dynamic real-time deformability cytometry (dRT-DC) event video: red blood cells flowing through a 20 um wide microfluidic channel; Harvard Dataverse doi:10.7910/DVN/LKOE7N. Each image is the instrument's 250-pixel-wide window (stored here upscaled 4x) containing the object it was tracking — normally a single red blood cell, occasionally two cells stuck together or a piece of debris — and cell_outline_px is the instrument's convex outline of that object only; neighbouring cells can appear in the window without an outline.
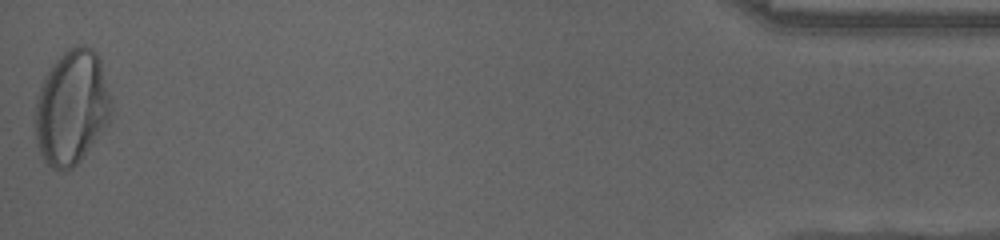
{"species": "human", "species_latin": "Homo sapiens", "temperature_condition": "cold", "stored_images_in_passage": 53, "segment_of_instrument_passage": [2, 2], "camera_frame_rate_fps": 3000, "um_per_image_px": 0.085, "donor": {"sex": "female"}, "frame": {"image": 1, "passage_image": 53, "time_ms": 17.333, "image_size_px": [1000, 240], "cell_outline_px": [[112, 108], [108, 124], [80, 160], [72, 168], [60, 172], [52, 168], [44, 160], [36, 144], [36, 96], [44, 76], [52, 64], [68, 48], [80, 44], [84, 44], [92, 48], [96, 52], [100, 60], [112, 100]], "centroid_in_image_um": [6.1, 9.12], "position_along_channel_um": 429.1, "area_um2": 50.98}}